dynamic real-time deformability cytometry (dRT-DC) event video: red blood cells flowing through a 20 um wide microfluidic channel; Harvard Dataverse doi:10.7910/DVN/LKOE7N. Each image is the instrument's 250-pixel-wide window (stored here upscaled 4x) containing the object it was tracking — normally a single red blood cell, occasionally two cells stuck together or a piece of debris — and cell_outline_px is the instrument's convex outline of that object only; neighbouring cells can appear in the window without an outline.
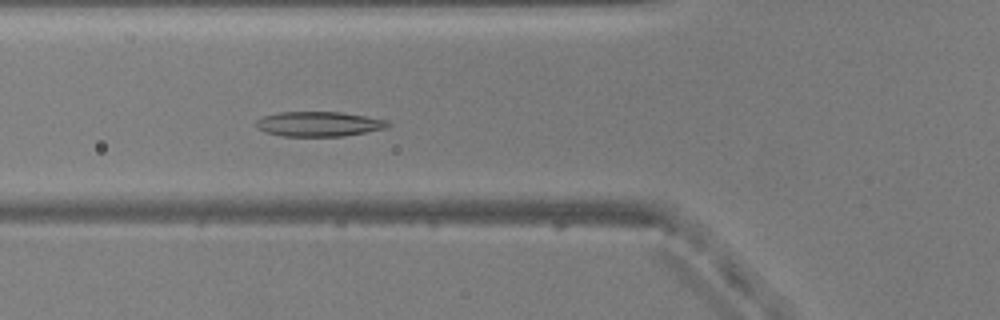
{"species": "common noctule bat (a hibernating species)", "species_latin": "Nyctalus noctula", "temperature_condition": "warm", "stored_images_in_passage": 52, "camera_frame_rate_fps": 3000, "um_per_image_px": 0.085, "animal": {"sex": "male", "body_mass_g": 20.5, "forearm_length_mm": 52.5}, "frame": {"image": 1, "passage_image": 18, "time_ms": 5.667, "image_size_px": [1000, 320], "cell_outline_px": [[392, 124], [388, 128], [344, 136], [284, 136], [264, 132], [256, 128], [256, 120], [264, 116], [276, 112], [340, 112], [388, 120]], "centroid_in_image_um": [27.11, 10.54], "position_along_channel_um": 98.7, "area_um2": 19.19}}
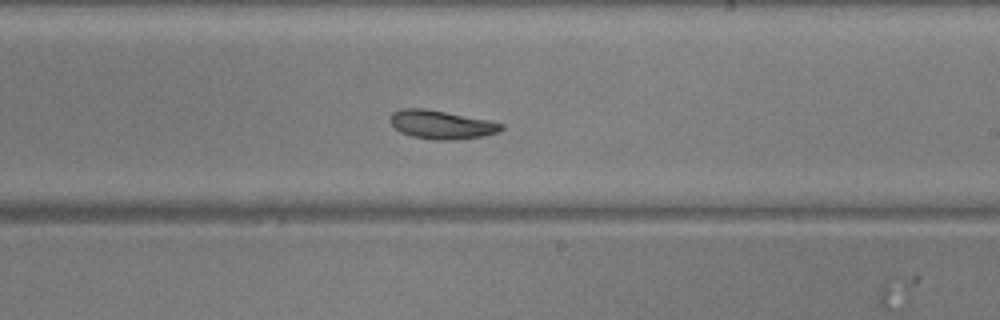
{"frame": {"image": 2, "passage_image": 30, "time_ms": 9.667, "image_size_px": [1000, 320], "cell_outline_px": [[504, 128], [500, 132], [484, 136], [456, 140], [436, 140], [412, 136], [400, 132], [388, 120], [392, 112], [400, 108], [424, 108], [488, 120], [504, 124]], "centroid_in_image_um": [37.52, 10.59], "position_along_channel_um": 251.5, "area_um2": 18.61}}
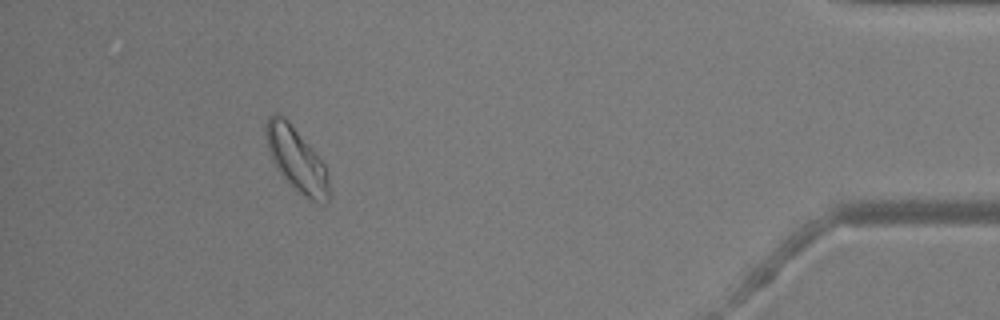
{"frame": {"image": 3, "passage_image": 47, "time_ms": 15.333, "image_size_px": [1000, 320], "cell_outline_px": [[328, 204], [316, 204], [292, 188], [284, 180], [276, 168], [272, 160], [264, 136], [264, 128], [268, 116], [272, 112], [276, 112], [284, 116], [288, 120], [312, 148], [324, 164], [328, 180]], "centroid_in_image_um": [25.16, 13.55], "position_along_channel_um": 410.0, "area_um2": 23.87}, "authors_computed_cell_mechanics": {"area_um2": 20.5768, "velocity_mm_per_s": 3.8055, "shape_relaxation_time_tau1_ms": null, "shape_relaxation_time_tau2_ms": 5.344, "deformation_change_tau1": null, "deformation_change_tau2": 0.0782}}